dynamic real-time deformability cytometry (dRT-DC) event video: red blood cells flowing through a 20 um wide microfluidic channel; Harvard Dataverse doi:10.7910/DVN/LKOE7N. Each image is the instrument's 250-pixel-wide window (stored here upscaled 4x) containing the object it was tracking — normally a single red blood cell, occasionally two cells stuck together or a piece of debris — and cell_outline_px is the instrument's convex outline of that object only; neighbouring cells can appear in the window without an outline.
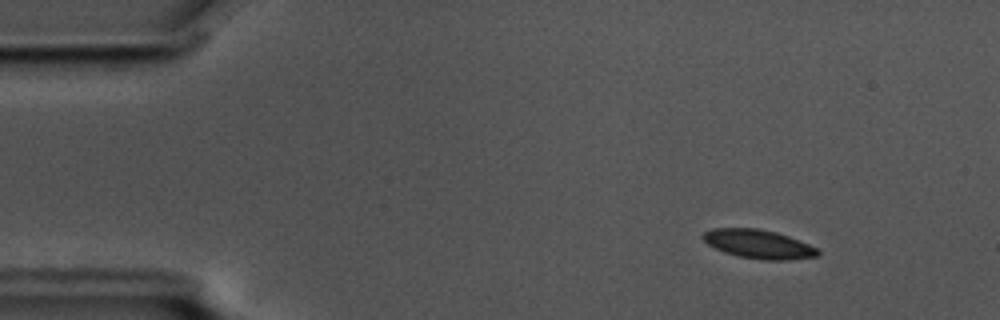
{"species": "common noctule bat (a hibernating species)", "species_latin": "Nyctalus noctula", "temperature_condition": "cold", "stored_images_in_passage": 56, "camera_frame_rate_fps": 3000, "um_per_image_px": 0.085, "animal": {"sex": "male", "body_mass_g": 17.5, "forearm_length_mm": 52.3}, "frame": {"image": 1, "passage_image": 6, "time_ms": 1.667, "image_size_px": [1000, 320], "cell_outline_px": [[820, 256], [788, 260], [764, 260], [740, 256], [724, 252], [708, 244], [700, 236], [704, 232], [712, 228], [756, 228], [776, 232], [788, 236], [808, 244], [816, 248], [820, 252]], "centroid_in_image_um": [64.47, 20.74], "position_along_channel_um": 20.5, "area_um2": 19.19}}
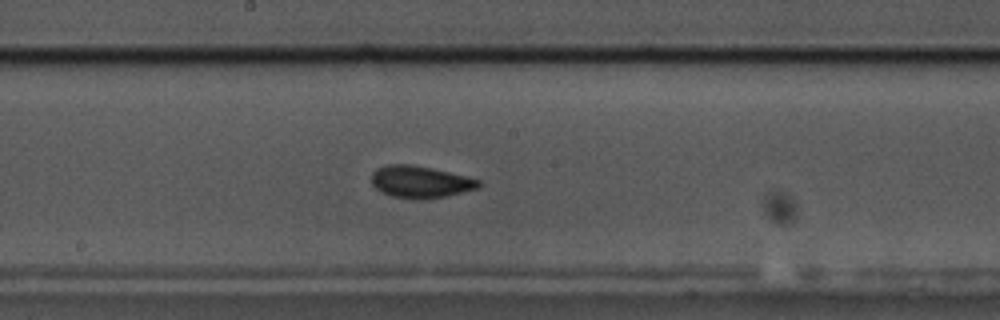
{"frame": {"image": 2, "passage_image": 29, "time_ms": 9.333, "image_size_px": [1000, 320], "cell_outline_px": [[480, 188], [448, 196], [424, 200], [420, 200], [392, 196], [380, 192], [372, 184], [372, 172], [376, 168], [388, 164], [412, 164], [432, 168], [480, 180]], "centroid_in_image_um": [35.72, 15.47], "position_along_channel_um": 212.5, "area_um2": 20.17}}
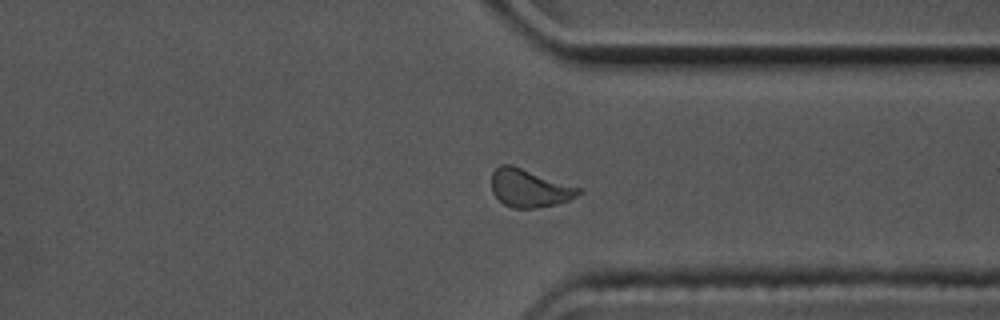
{"frame": {"image": 3, "passage_image": 42, "time_ms": 13.667, "image_size_px": [1000, 320], "cell_outline_px": [[584, 192], [568, 200], [556, 204], [536, 208], [512, 208], [504, 204], [492, 192], [492, 172], [500, 164], [512, 164], [584, 188]], "centroid_in_image_um": [45.04, 15.97], "position_along_channel_um": 366.4, "area_um2": 19.59}, "authors_computed_cell_mechanics": {"area_um2": 19.4497, "velocity_mm_per_s": 3.5565, "shape_relaxation_time_tau1_ms": 3.6471, "shape_relaxation_time_tau2_ms": 1.9103, "deformation_change_tau1": 0.0953, "deformation_change_tau2": 0.0526}}